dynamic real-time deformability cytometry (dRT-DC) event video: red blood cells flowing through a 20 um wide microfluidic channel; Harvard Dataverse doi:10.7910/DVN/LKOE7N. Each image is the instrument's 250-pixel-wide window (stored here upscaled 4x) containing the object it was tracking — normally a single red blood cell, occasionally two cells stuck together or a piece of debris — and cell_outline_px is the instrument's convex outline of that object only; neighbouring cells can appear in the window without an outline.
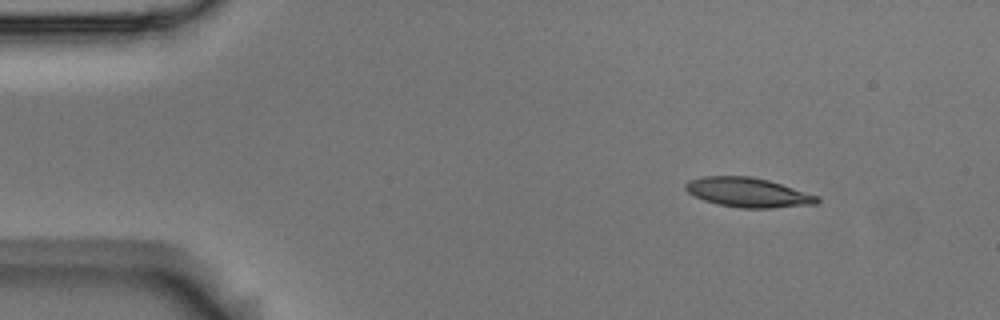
{"species": "Egyptian fruit bat (a non-hibernating species)", "species_latin": "Rousettus aegyptiacus", "temperature_condition": "room temperature", "stored_images_in_passage": 5, "camera_frame_rate_fps": 3000, "um_per_image_px": 0.085, "animal": {"sex": "male"}, "frame": {"image": 1, "passage_image": 1, "time_ms": 0.0, "image_size_px": [1000, 320], "cell_outline_px": [[820, 200], [816, 204], [772, 208], [740, 208], [716, 204], [704, 200], [688, 192], [684, 188], [684, 184], [688, 180], [704, 176], [752, 176], [768, 180], [820, 196]], "centroid_in_image_um": [63.58, 16.36], "position_along_channel_um": 21.4, "area_um2": 22.72}}
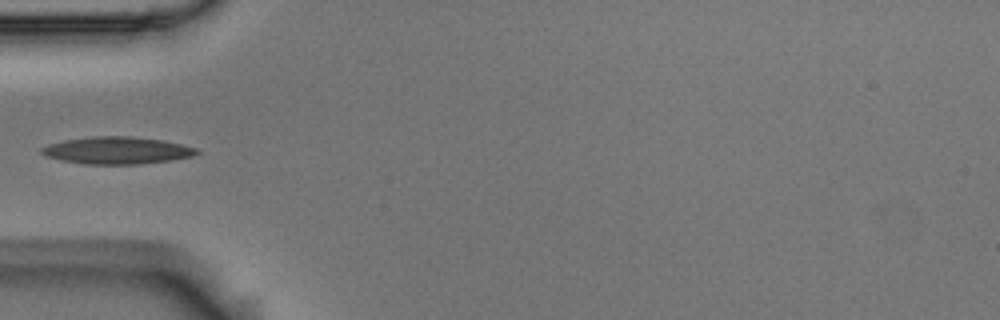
{"frame": {"image": 2, "passage_image": 4, "time_ms": 1.0, "image_size_px": [1000, 320], "cell_outline_px": [[200, 152], [192, 156], [168, 160], [136, 164], [84, 164], [60, 160], [44, 156], [40, 152], [40, 148], [48, 144], [64, 140], [92, 136], [132, 136], [160, 140], [180, 144], [196, 148]], "centroid_in_image_um": [9.87, 12.78], "position_along_channel_um": 75.1, "area_um2": 24.45}}
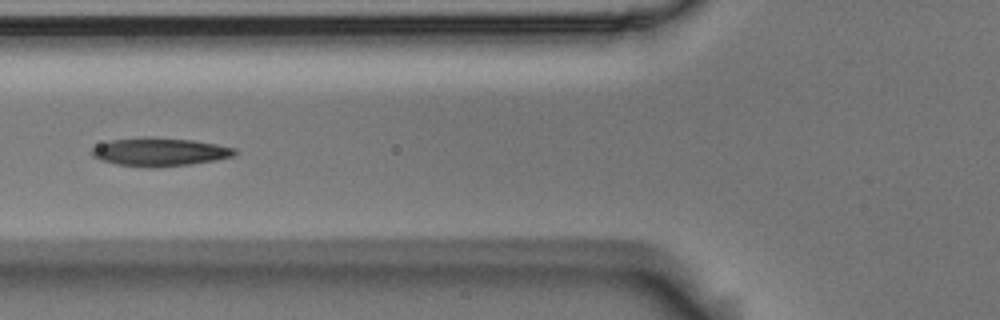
{"frame": {"image": 3, "passage_image": 5, "time_ms": 1.333, "image_size_px": [1000, 320], "cell_outline_px": [[240, 152], [232, 156], [216, 160], [160, 168], [148, 168], [116, 164], [100, 160], [92, 156], [92, 148], [108, 140], [144, 136], [192, 140], [216, 144], [236, 148]], "centroid_in_image_um": [13.56, 12.91], "position_along_channel_um": 112.2, "area_um2": 23.87}}